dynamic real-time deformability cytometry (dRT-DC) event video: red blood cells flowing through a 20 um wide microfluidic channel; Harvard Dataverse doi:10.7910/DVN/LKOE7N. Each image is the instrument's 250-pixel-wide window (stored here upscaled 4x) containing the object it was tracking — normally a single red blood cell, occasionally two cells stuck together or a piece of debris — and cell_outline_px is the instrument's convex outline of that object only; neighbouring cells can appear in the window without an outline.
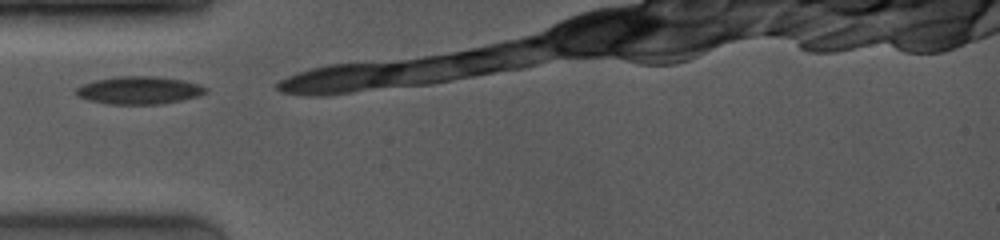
{"species": "common noctule bat (a hibernating species)", "species_latin": "Nyctalus noctula", "temperature_condition": "room temperature", "stored_images_in_passage": 2, "camera_frame_rate_fps": 4000, "um_per_image_px": 0.085, "animal": {"sex": "female", "body_mass_g": 19.0, "forearm_length_mm": 53.3}, "frame": {"image": 1, "passage_image": 1, "time_ms": 0.0, "image_size_px": [1000, 240], "cell_outline_px": [[208, 92], [200, 96], [160, 104], [108, 104], [88, 100], [76, 96], [76, 88], [84, 84], [96, 80], [116, 76], [156, 76], [180, 80], [200, 84], [208, 88]], "centroid_in_image_um": [11.84, 7.67], "position_along_channel_um": 73.2, "area_um2": 20.98}}